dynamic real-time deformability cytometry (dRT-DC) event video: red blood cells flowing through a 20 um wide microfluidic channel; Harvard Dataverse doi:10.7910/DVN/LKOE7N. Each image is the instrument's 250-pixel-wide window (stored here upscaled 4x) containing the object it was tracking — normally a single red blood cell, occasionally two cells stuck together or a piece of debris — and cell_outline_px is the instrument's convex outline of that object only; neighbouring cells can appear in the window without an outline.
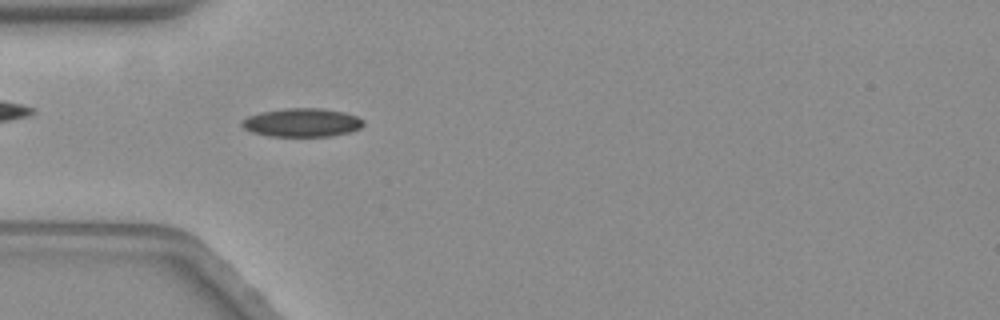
{"species": "common noctule bat (a hibernating species)", "species_latin": "Nyctalus noctula", "temperature_condition": "warm", "stored_images_in_passage": 53, "camera_frame_rate_fps": 3000, "um_per_image_px": 0.085, "animal": {"sex": "female", "body_mass_g": 19.3, "forearm_length_mm": 54.1}, "frame": {"image": 1, "passage_image": 12, "time_ms": 3.667, "image_size_px": [1000, 320], "cell_outline_px": [[364, 124], [360, 128], [348, 132], [332, 136], [268, 136], [252, 132], [244, 128], [240, 124], [240, 120], [248, 116], [260, 112], [288, 108], [324, 108], [344, 112], [356, 116], [364, 120]], "centroid_in_image_um": [25.65, 10.41], "position_along_channel_um": 59.3, "area_um2": 20.29}}
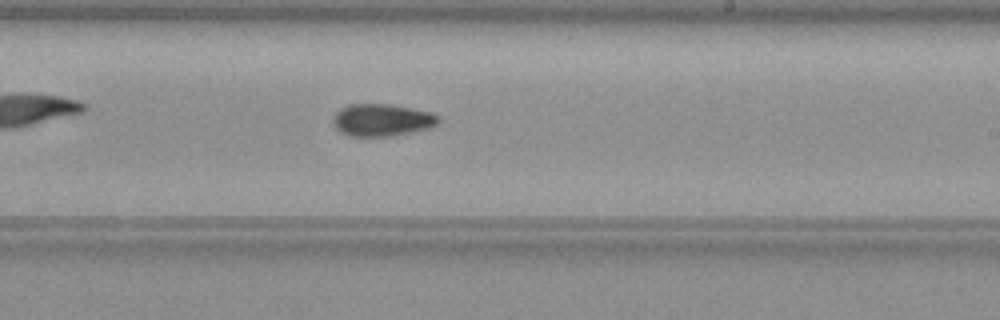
{"frame": {"image": 2, "passage_image": 29, "time_ms": 9.333, "image_size_px": [1000, 320], "cell_outline_px": [[440, 120], [436, 124], [428, 128], [388, 136], [348, 136], [340, 132], [332, 124], [332, 120], [336, 112], [340, 108], [348, 104], [388, 104], [412, 108], [432, 112], [440, 116]], "centroid_in_image_um": [32.43, 10.19], "position_along_channel_um": 256.6, "area_um2": 19.83}}
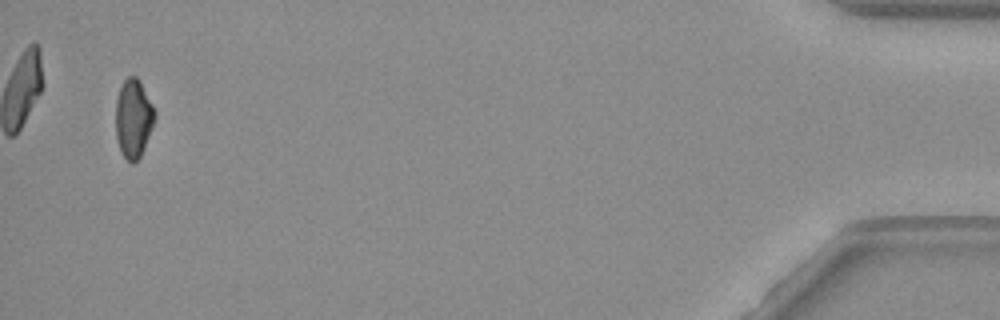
{"frame": {"image": 3, "passage_image": 51, "time_ms": 16.667, "image_size_px": [1000, 320], "cell_outline_px": [[156, 116], [152, 128], [140, 156], [132, 164], [120, 152], [116, 136], [116, 100], [120, 88], [124, 80], [128, 76], [136, 76], [140, 80], [156, 112]], "centroid_in_image_um": [11.34, 10.05], "position_along_channel_um": 423.9, "area_um2": 17.8}}